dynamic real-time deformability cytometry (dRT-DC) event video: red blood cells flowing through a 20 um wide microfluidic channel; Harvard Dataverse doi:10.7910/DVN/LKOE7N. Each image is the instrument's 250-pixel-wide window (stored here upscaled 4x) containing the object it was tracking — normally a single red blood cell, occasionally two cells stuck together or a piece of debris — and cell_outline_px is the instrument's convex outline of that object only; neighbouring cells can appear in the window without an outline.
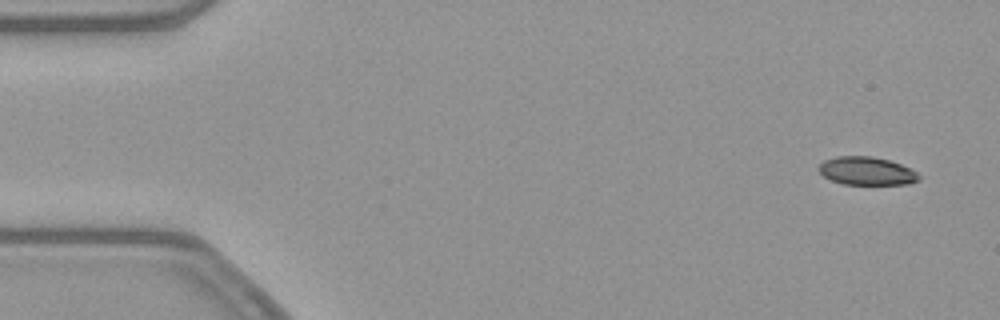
{"species": "common noctule bat (a hibernating species)", "species_latin": "Nyctalus noctula", "temperature_condition": "warm", "stored_images_in_passage": 52, "camera_frame_rate_fps": 3000, "um_per_image_px": 0.085, "animal": {"sex": "female", "body_mass_g": 21.9}, "frame": {"image": 1, "passage_image": 2, "time_ms": 0.333, "image_size_px": [1000, 320], "cell_outline_px": [[920, 180], [908, 184], [844, 184], [832, 180], [824, 176], [816, 168], [824, 160], [836, 156], [872, 156], [888, 160], [900, 164], [916, 172], [920, 176]], "centroid_in_image_um": [73.65, 14.53], "position_along_channel_um": 11.4, "area_um2": 16.36}}
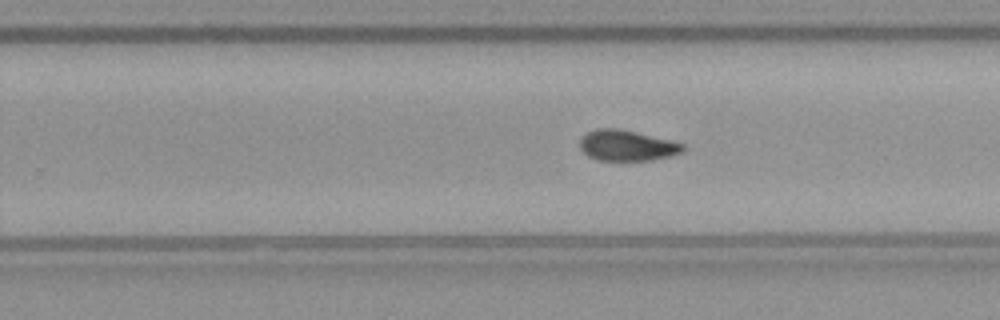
{"frame": {"image": 2, "passage_image": 32, "time_ms": 10.333, "image_size_px": [1000, 320], "cell_outline_px": [[688, 148], [684, 152], [672, 156], [652, 160], [596, 160], [588, 156], [580, 148], [580, 136], [596, 128], [620, 128], [676, 140], [684, 144]], "centroid_in_image_um": [53.37, 12.35], "position_along_channel_um": 276.4, "area_um2": 19.07}}
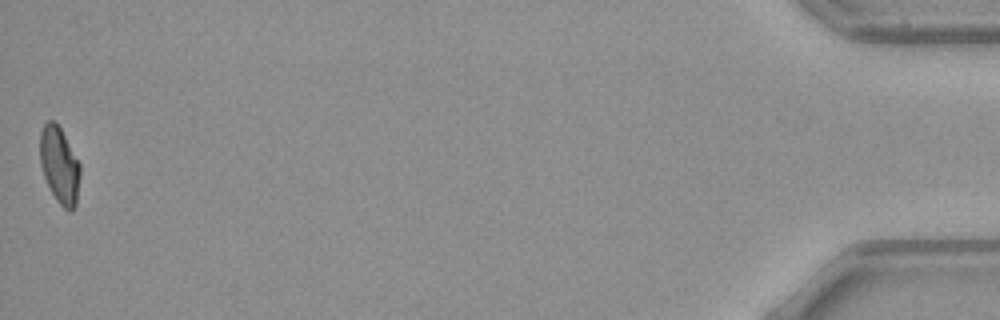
{"frame": {"image": 3, "passage_image": 52, "time_ms": 17.0, "image_size_px": [1000, 320], "cell_outline_px": [[80, 176], [76, 204], [72, 212], [68, 212], [56, 200], [44, 176], [40, 164], [40, 132], [44, 124], [48, 120], [56, 120], [80, 164]], "centroid_in_image_um": [5.06, 14.04], "position_along_channel_um": 430.1, "area_um2": 17.92}, "authors_computed_cell_mechanics": {"area_um2": 18.5827, "velocity_mm_per_s": 3.8804, "shape_relaxation_time_tau1_ms": null, "shape_relaxation_time_tau2_ms": 4.6953, "deformation_change_tau1": null, "deformation_change_tau2": 0.0885}}